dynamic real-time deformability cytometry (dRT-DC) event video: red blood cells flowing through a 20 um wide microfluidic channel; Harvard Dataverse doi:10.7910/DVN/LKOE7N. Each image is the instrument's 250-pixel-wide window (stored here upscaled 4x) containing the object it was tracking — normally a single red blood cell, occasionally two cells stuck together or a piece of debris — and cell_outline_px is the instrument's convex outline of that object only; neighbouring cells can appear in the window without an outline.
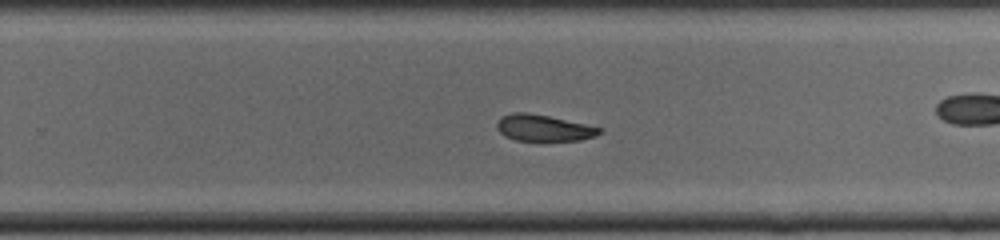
{"species": "common noctule bat (a hibernating species)", "species_latin": "Nyctalus noctula", "temperature_condition": "cold", "stored_images_in_passage": 36, "camera_frame_rate_fps": 3000, "um_per_image_px": 0.085, "animal": {"sex": "male", "body_mass_g": 19.0, "forearm_length_mm": 50.8}, "frame": {"image": 1, "passage_image": 21, "time_ms": 6.667, "image_size_px": [1000, 240], "cell_outline_px": [[604, 128], [596, 136], [580, 140], [544, 144], [540, 144], [516, 140], [504, 136], [496, 128], [496, 124], [500, 116], [512, 112], [524, 112], [548, 116]], "centroid_in_image_um": [46.19, 10.93], "position_along_channel_um": 283.6, "area_um2": 16.7}}